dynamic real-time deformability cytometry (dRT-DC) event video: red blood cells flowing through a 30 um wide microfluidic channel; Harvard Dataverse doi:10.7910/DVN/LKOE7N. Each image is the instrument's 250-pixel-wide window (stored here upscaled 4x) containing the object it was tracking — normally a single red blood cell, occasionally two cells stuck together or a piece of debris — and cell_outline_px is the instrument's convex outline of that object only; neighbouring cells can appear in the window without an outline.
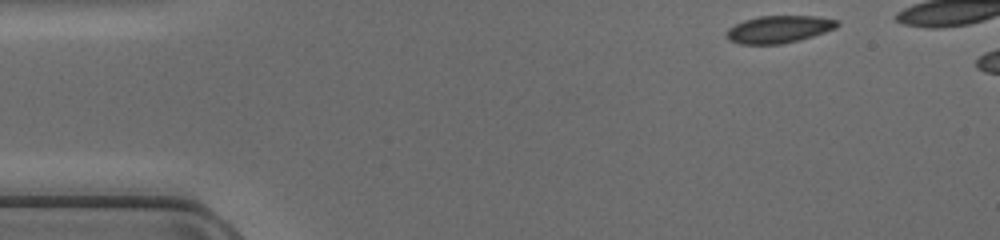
{"species": "common noctule bat (a hibernating species)", "species_latin": "Nyctalus noctula", "temperature_condition": "cold", "stored_images_in_passage": 6, "camera_frame_rate_fps": 3000, "um_per_image_px": 0.085, "animal": {"sex": "female", "body_mass_g": 17.0, "forearm_length_mm": 48.0}, "frame": {"image": 1, "passage_image": 1, "time_ms": 0.0, "image_size_px": [1000, 240], "cell_outline_px": [[840, 24], [836, 28], [800, 40], [780, 44], [740, 44], [728, 40], [724, 36], [724, 32], [728, 28], [744, 20], [760, 16], [820, 16], [840, 20]], "centroid_in_image_um": [66.19, 2.48], "position_along_channel_um": 18.8, "area_um2": 17.86}}